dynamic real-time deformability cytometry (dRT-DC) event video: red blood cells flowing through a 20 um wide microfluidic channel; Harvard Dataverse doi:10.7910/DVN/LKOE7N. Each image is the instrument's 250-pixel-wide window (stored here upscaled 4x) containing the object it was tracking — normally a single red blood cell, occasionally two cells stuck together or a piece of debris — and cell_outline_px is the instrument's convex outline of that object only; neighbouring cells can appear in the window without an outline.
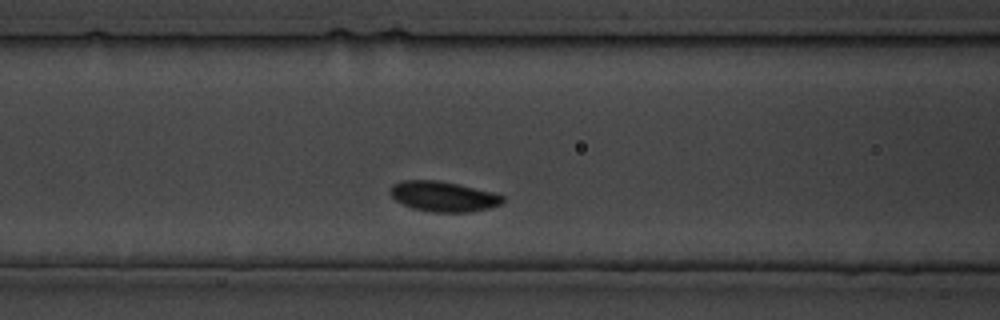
{"species": "common noctule bat (a hibernating species)", "species_latin": "Nyctalus noctula", "temperature_condition": "cold", "stored_images_in_passage": 33, "camera_frame_rate_fps": 3000, "um_per_image_px": 0.085, "animal": {"sex": "male", "body_mass_g": 19.5, "forearm_length_mm": 54.6}, "frame": {"image": 1, "passage_image": 11, "time_ms": 12.333, "image_size_px": [1000, 320], "cell_outline_px": [[504, 200], [500, 204], [488, 208], [472, 212], [432, 212], [412, 208], [396, 200], [388, 192], [392, 184], [400, 180], [436, 180], [496, 192], [504, 196]], "centroid_in_image_um": [37.68, 16.69], "position_along_channel_um": 128.9, "area_um2": 19.88}}
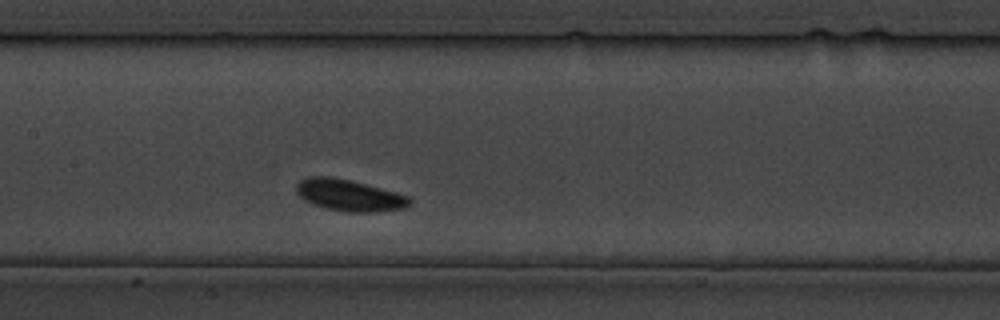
{"frame": {"image": 2, "passage_image": 14, "time_ms": 15.667, "image_size_px": [1000, 320], "cell_outline_px": [[412, 204], [404, 208], [380, 212], [344, 212], [324, 208], [312, 204], [304, 200], [296, 192], [296, 184], [300, 180], [308, 176], [332, 176], [396, 192], [408, 196], [412, 200]], "centroid_in_image_um": [29.68, 16.61], "position_along_channel_um": 177.7, "area_um2": 20.98}}
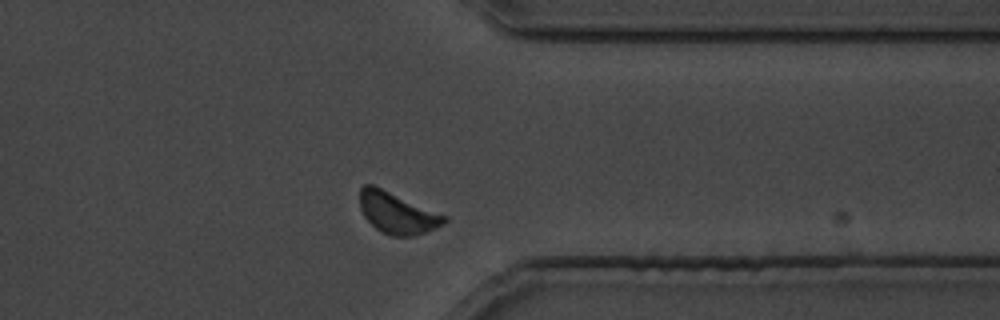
{"frame": {"image": 3, "passage_image": 25, "time_ms": 29.333, "image_size_px": [1000, 320], "cell_outline_px": [[448, 220], [444, 224], [436, 228], [412, 236], [392, 236], [376, 228], [364, 216], [360, 208], [360, 188], [364, 184], [372, 184], [448, 216]], "centroid_in_image_um": [33.77, 18.09], "position_along_channel_um": 377.6, "area_um2": 20.17}}